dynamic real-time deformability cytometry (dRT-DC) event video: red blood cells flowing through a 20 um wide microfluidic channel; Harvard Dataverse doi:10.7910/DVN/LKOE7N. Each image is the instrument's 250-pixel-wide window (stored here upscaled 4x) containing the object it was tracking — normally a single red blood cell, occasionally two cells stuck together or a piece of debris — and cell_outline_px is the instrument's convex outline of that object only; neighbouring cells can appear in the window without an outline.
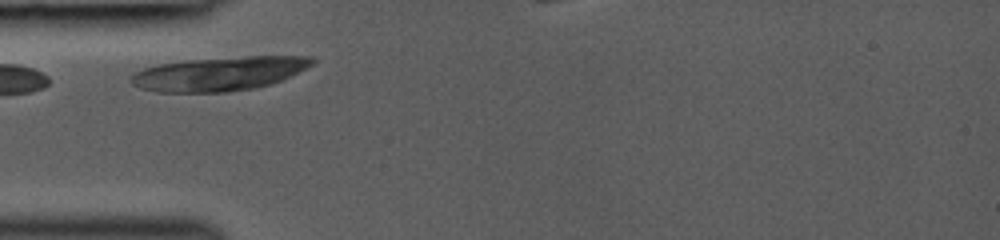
{"species": "common noctule bat (a hibernating species)", "species_latin": "Nyctalus noctula", "temperature_condition": "room temperature", "stored_images_in_passage": 19, "camera_frame_rate_fps": 3000, "um_per_image_px": 0.085, "animal": {"sex": "female", "body_mass_g": 19.0, "forearm_length_mm": 53.3}, "frame": {"image": 1, "passage_image": 1, "time_ms": 0.0, "image_size_px": [1000, 240], "cell_outline_px": [[316, 60], [312, 64], [280, 80], [256, 88], [228, 92], [156, 92], [140, 88], [132, 84], [128, 80], [128, 76], [144, 68], [160, 64], [188, 60], [248, 56], [312, 56]], "centroid_in_image_um": [18.57, 6.27], "position_along_channel_um": 66.4, "area_um2": 35.6}}
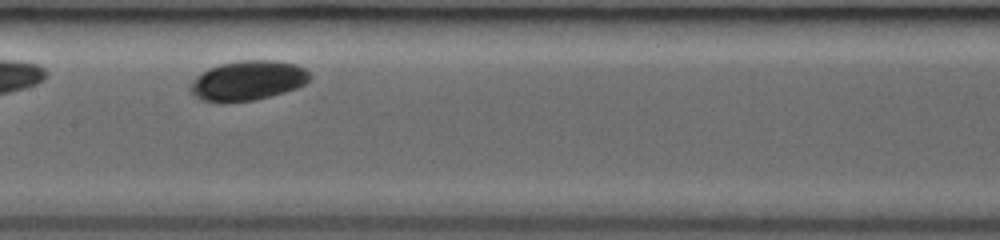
{"frame": {"image": 2, "passage_image": 8, "time_ms": 3.0, "image_size_px": [1000, 240], "cell_outline_px": [[312, 76], [304, 84], [296, 88], [284, 92], [252, 100], [200, 100], [188, 92], [188, 88], [192, 80], [196, 76], [208, 68], [220, 64], [240, 60], [276, 60], [296, 64], [304, 68]], "centroid_in_image_um": [21.04, 6.81], "position_along_channel_um": 186.4, "area_um2": 27.34}}
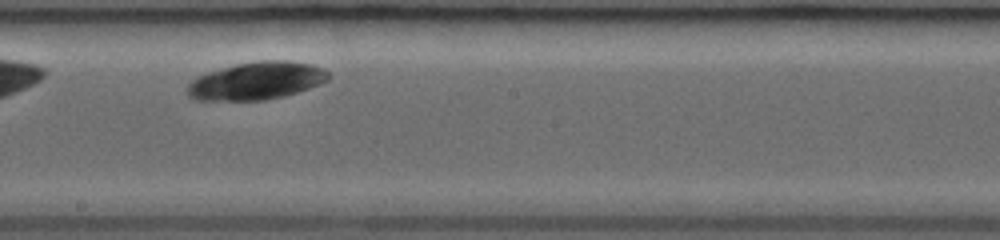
{"frame": {"image": 3, "passage_image": 10, "time_ms": 4.0, "image_size_px": [1000, 240], "cell_outline_px": [[332, 76], [328, 80], [320, 84], [284, 96], [264, 100], [196, 100], [188, 96], [188, 84], [196, 76], [208, 72], [236, 64], [260, 60], [288, 60], [312, 64], [328, 72]], "centroid_in_image_um": [21.81, 6.86], "position_along_channel_um": 226.4, "area_um2": 30.92}}